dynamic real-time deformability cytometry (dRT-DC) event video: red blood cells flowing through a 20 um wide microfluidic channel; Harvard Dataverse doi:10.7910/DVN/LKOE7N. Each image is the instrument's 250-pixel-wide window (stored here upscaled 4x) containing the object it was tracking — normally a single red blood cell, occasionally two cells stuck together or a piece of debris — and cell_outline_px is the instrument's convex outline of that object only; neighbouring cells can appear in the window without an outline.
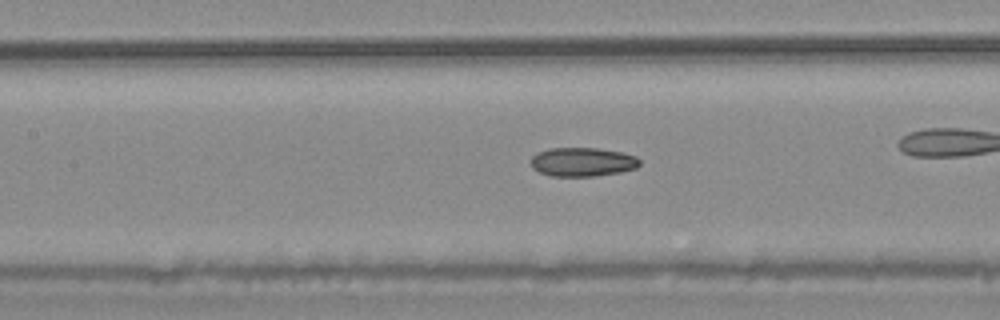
{"species": "common noctule bat (a hibernating species)", "species_latin": "Nyctalus noctula", "temperature_condition": "warm", "stored_images_in_passage": 42, "camera_frame_rate_fps": 3000, "um_per_image_px": 0.085, "animal": {"sex": "male", "body_mass_g": 20.4}, "frame": {"image": 1, "passage_image": 24, "time_ms": 7.667, "image_size_px": [1000, 320], "cell_outline_px": [[640, 164], [636, 168], [620, 172], [596, 176], [548, 176], [532, 168], [532, 156], [536, 152], [548, 148], [596, 148], [620, 152], [636, 156], [640, 160]], "centroid_in_image_um": [49.49, 13.76], "position_along_channel_um": 157.9, "area_um2": 18.38}}